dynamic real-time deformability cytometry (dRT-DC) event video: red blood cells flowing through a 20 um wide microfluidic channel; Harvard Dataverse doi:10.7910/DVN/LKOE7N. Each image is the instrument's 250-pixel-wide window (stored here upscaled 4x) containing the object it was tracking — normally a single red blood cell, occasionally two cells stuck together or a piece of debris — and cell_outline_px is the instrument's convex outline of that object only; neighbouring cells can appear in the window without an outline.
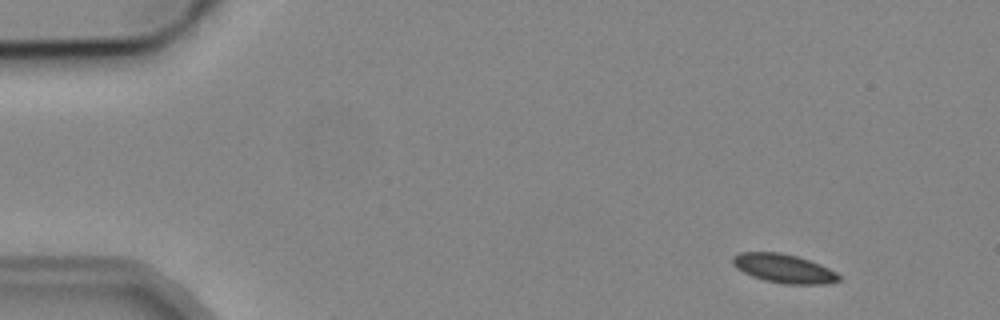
{"species": "common noctule bat (a hibernating species)", "species_latin": "Nyctalus noctula", "temperature_condition": "cold", "stored_images_in_passage": 2, "camera_frame_rate_fps": 3000, "um_per_image_px": 0.085, "animal": {"sex": "male", "body_mass_g": 19.2, "forearm_length_mm": 51.8}, "frame": {"image": 1, "passage_image": 1, "time_ms": 0.0, "image_size_px": [1000, 320], "cell_outline_px": [[840, 280], [828, 284], [784, 284], [764, 280], [752, 276], [736, 268], [732, 264], [732, 256], [740, 252], [780, 252], [796, 256], [820, 264], [836, 272], [840, 276]], "centroid_in_image_um": [66.6, 22.82], "position_along_channel_um": 18.4, "area_um2": 17.86}}